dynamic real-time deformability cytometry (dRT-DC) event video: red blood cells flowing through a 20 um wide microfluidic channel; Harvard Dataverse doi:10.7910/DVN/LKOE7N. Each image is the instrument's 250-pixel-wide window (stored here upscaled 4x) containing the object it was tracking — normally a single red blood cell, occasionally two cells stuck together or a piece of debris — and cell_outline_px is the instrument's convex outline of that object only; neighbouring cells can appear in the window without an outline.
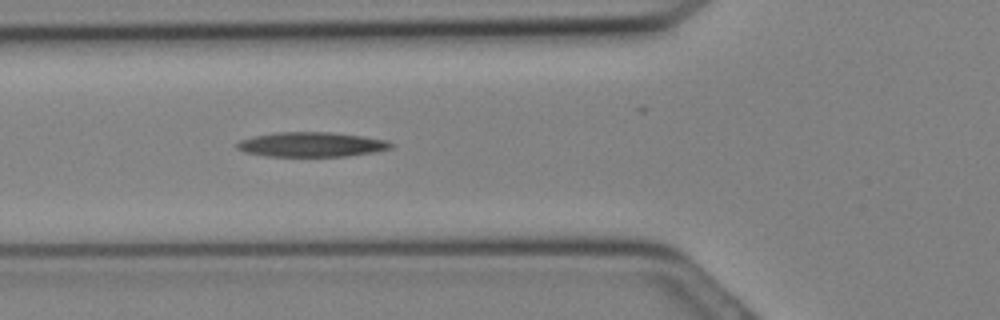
{"species": "Egyptian fruit bat (a non-hibernating species)", "species_latin": "Rousettus aegyptiacus", "temperature_condition": "cold", "stored_images_in_passage": 4, "camera_frame_rate_fps": 3000, "um_per_image_px": 0.085, "animal": {"sex": "female"}, "frame": {"image": 1, "passage_image": 3, "time_ms": 0.667, "image_size_px": [1000, 320], "cell_outline_px": [[392, 148], [376, 152], [348, 156], [268, 156], [244, 152], [236, 148], [236, 144], [240, 140], [252, 136], [276, 132], [328, 132], [364, 136], [388, 140], [392, 144]], "centroid_in_image_um": [26.48, 12.28], "position_along_channel_um": 99.3, "area_um2": 22.25}}